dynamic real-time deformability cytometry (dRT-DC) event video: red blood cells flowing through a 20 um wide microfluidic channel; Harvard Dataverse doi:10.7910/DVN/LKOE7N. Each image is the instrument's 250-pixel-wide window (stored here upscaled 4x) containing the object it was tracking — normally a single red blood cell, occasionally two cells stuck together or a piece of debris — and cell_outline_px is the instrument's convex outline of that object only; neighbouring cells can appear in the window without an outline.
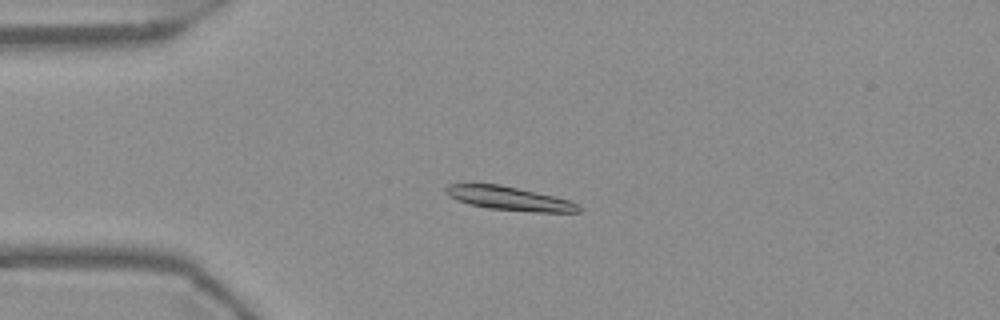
{"species": "Egyptian fruit bat (a non-hibernating species)", "species_latin": "Rousettus aegyptiacus", "temperature_condition": "warm", "stored_images_in_passage": 54, "camera_frame_rate_fps": 3000, "um_per_image_px": 0.085, "frame": {"image": 1, "passage_image": 13, "time_ms": 4.0, "image_size_px": [1000, 320], "cell_outline_px": [[584, 208], [580, 212], [532, 212], [488, 208], [468, 204], [456, 200], [448, 196], [444, 192], [444, 188], [448, 184], [500, 184], [536, 192], [568, 200], [580, 204]], "centroid_in_image_um": [43.29, 16.87], "position_along_channel_um": 41.7, "area_um2": 18.5}}
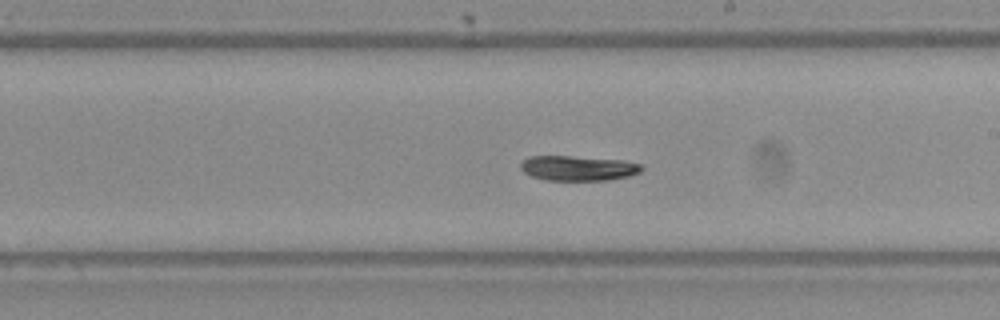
{"frame": {"image": 2, "passage_image": 31, "time_ms": 10.0, "image_size_px": [1000, 320], "cell_outline_px": [[644, 168], [640, 172], [628, 176], [608, 180], [544, 180], [532, 176], [524, 172], [520, 168], [520, 164], [528, 156], [572, 156], [624, 160], [640, 164]], "centroid_in_image_um": [49.14, 14.29], "position_along_channel_um": 239.9, "area_um2": 17.63}}
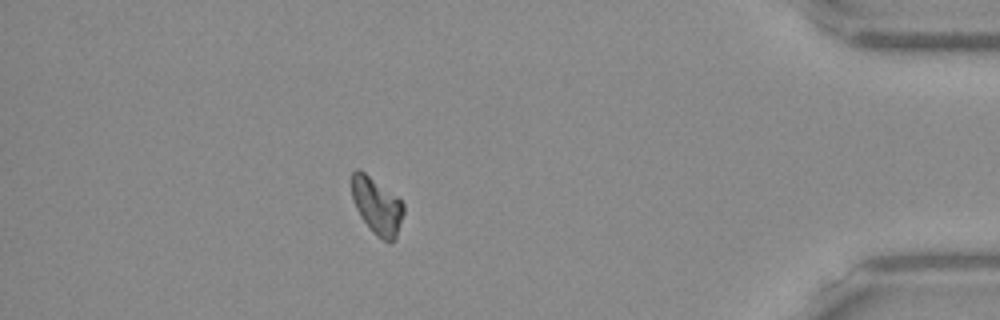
{"frame": {"image": 3, "passage_image": 48, "time_ms": 15.667, "image_size_px": [1000, 320], "cell_outline_px": [[404, 212], [396, 240], [388, 244], [376, 236], [372, 232], [360, 216], [356, 208], [352, 196], [352, 172], [356, 168], [364, 172], [396, 196], [404, 204]], "centroid_in_image_um": [32.06, 17.56], "position_along_channel_um": 403.1, "area_um2": 17.17}, "authors_computed_cell_mechanics": {"area_um2": 17.918, "velocity_mm_per_s": 3.69, "shape_relaxation_time_tau1_ms": 3.7054, "shape_relaxation_time_tau2_ms": 2.7715, "deformation_change_tau1": 0.1451, "deformation_change_tau2": 0.0695}}